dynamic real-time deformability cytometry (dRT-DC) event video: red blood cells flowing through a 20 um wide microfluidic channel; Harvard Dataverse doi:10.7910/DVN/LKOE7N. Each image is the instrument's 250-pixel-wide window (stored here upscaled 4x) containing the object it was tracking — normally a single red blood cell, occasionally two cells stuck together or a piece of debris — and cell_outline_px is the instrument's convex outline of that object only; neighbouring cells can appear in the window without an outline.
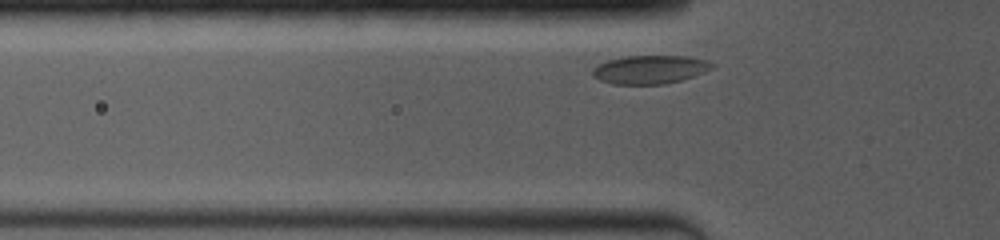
{"species": "common noctule bat (a hibernating species)", "species_latin": "Nyctalus noctula", "temperature_condition": "room temperature", "stored_images_in_passage": 39, "camera_frame_rate_fps": 4000, "um_per_image_px": 0.085, "animal": {"sex": "female", "body_mass_g": 19.0, "forearm_length_mm": 53.3}, "frame": {"image": 1, "passage_image": 3, "time_ms": 0.5, "image_size_px": [1000, 240], "cell_outline_px": [[716, 64], [712, 68], [704, 72], [680, 80], [664, 84], [612, 84], [600, 80], [592, 76], [592, 68], [608, 60], [624, 56], [688, 56], [708, 60]], "centroid_in_image_um": [55.25, 5.9], "position_along_channel_um": 70.6, "area_um2": 19.83}}
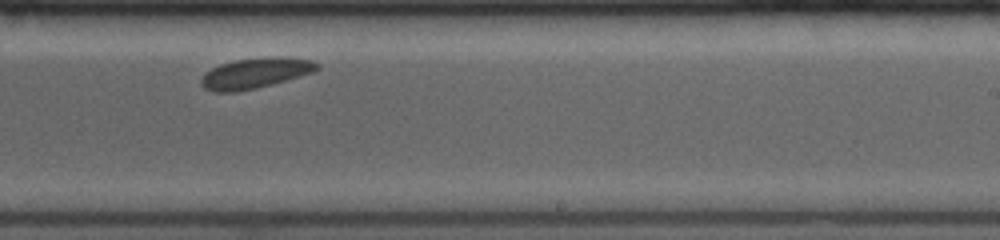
{"frame": {"image": 2, "passage_image": 24, "time_ms": 5.75, "image_size_px": [1000, 240], "cell_outline_px": [[320, 68], [312, 72], [256, 88], [236, 92], [212, 92], [204, 88], [200, 84], [200, 80], [212, 68], [220, 64], [236, 60], [272, 56], [284, 56], [312, 60], [320, 64]], "centroid_in_image_um": [21.7, 6.21], "position_along_channel_um": 267.3, "area_um2": 20.4}}
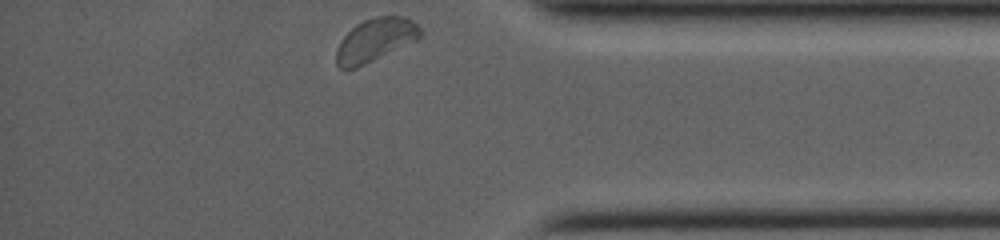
{"frame": {"image": 3, "passage_image": 39, "time_ms": 9.5, "image_size_px": [1000, 240], "cell_outline_px": [[424, 32], [416, 40], [356, 68], [340, 68], [336, 64], [336, 48], [340, 40], [356, 24], [364, 20], [376, 16], [404, 16], [412, 20]], "centroid_in_image_um": [31.89, 3.38], "position_along_channel_um": 403.3, "area_um2": 20.92}, "authors_computed_cell_mechanics": {"area_um2": 19.941, "velocity_mm_per_s": 3.7592, "shape_relaxation_time_tau1_ms": 2.4188, "shape_relaxation_time_tau2_ms": null, "deformation_change_tau1": 0.0727, "deformation_change_tau2": null}}